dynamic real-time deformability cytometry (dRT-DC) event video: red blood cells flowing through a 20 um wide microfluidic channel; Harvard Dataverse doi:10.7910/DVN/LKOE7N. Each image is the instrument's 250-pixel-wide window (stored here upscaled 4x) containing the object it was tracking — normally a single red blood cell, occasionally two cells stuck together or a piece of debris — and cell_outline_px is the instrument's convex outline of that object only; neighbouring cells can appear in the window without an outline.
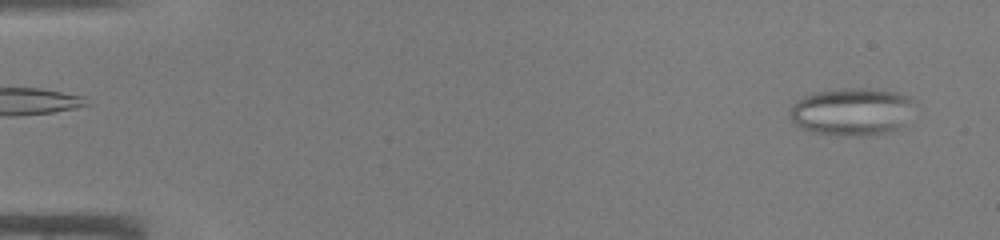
{"species": "common noctule bat (a hibernating species)", "species_latin": "Nyctalus noctula", "temperature_condition": "warm", "stored_images_in_passage": 44, "camera_frame_rate_fps": 3000, "um_per_image_px": 0.085, "animal": {"sex": "male", "body_mass_g": 19.0, "forearm_length_mm": 50.8}, "frame": {"image": 1, "passage_image": 2, "time_ms": 0.333, "image_size_px": [1000, 240], "cell_outline_px": [[920, 104], [904, 124], [900, 128], [888, 132], [868, 136], [836, 136], [804, 132], [792, 120], [788, 112], [792, 104], [796, 100], [804, 96], [816, 92], [844, 88], [868, 88], [900, 92], [916, 100]], "centroid_in_image_um": [72.46, 9.5], "position_along_channel_um": 12.5, "area_um2": 35.95}}
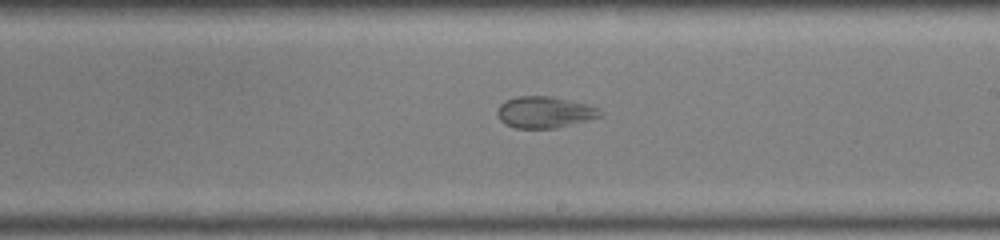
{"frame": {"image": 2, "passage_image": 26, "time_ms": 8.333, "image_size_px": [1000, 240], "cell_outline_px": [[600, 116], [556, 128], [516, 128], [504, 124], [500, 120], [496, 112], [500, 104], [504, 100], [516, 96], [552, 96], [588, 104], [600, 108]], "centroid_in_image_um": [46.24, 9.52], "position_along_channel_um": 242.8, "area_um2": 18.84}}
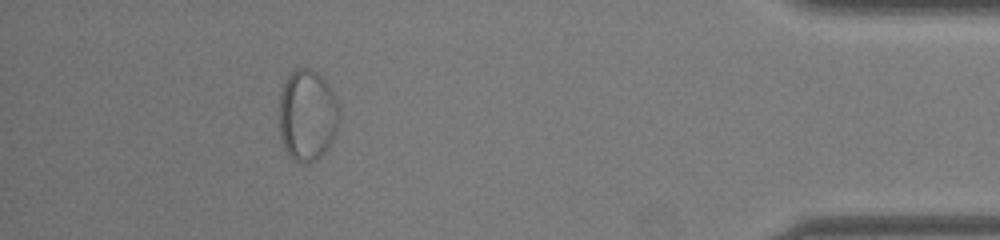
{"frame": {"image": 3, "passage_image": 40, "time_ms": 13.0, "image_size_px": [1000, 240], "cell_outline_px": [[340, 120], [336, 132], [328, 148], [316, 160], [296, 160], [288, 156], [284, 148], [280, 136], [280, 92], [288, 76], [296, 68], [312, 68], [328, 84], [340, 108]], "centroid_in_image_um": [26.13, 9.78], "position_along_channel_um": 409.1, "area_um2": 31.85}}